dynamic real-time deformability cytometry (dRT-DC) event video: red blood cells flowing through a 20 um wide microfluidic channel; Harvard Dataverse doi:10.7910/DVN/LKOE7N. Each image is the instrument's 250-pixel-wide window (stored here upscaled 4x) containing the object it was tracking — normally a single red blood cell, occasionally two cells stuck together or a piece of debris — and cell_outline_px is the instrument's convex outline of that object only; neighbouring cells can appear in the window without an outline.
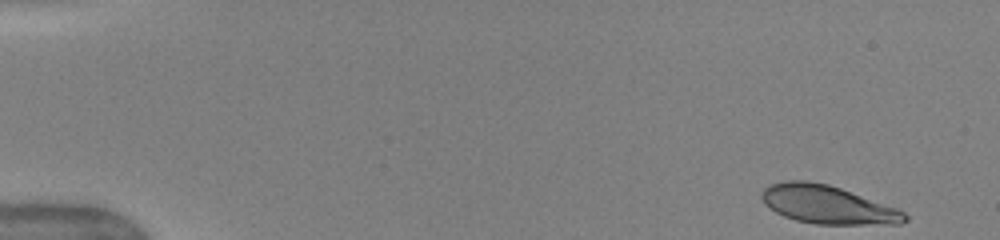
{"species": "human", "species_latin": "Homo sapiens", "temperature_condition": "warm", "stored_images_in_passage": 46, "camera_frame_rate_fps": 3000, "um_per_image_px": 0.085, "donor": {"sex": "female"}, "frame": {"image": 1, "passage_image": 1, "time_ms": 0.0, "image_size_px": [1000, 240], "cell_outline_px": [[908, 220], [900, 224], [816, 224], [796, 220], [784, 216], [768, 208], [764, 204], [760, 196], [764, 188], [768, 184], [788, 180], [804, 180], [828, 184], [840, 188], [896, 208], [904, 212], [908, 216]], "centroid_in_image_um": [70.3, 17.39], "position_along_channel_um": 14.7, "area_um2": 31.85}}
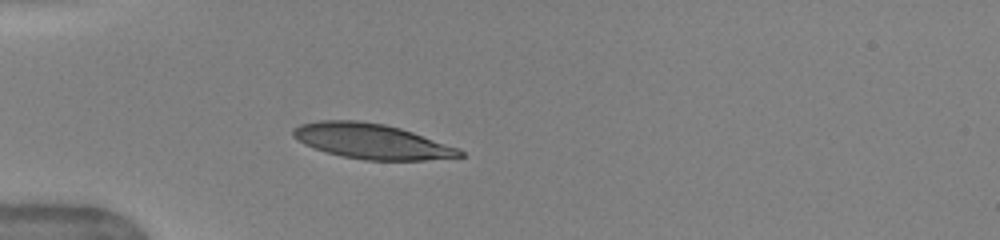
{"frame": {"image": 2, "passage_image": 13, "time_ms": 4.0, "image_size_px": [1000, 240], "cell_outline_px": [[464, 156], [424, 160], [364, 160], [344, 156], [328, 152], [304, 144], [296, 140], [292, 136], [292, 128], [300, 124], [320, 120], [356, 120], [384, 124], [400, 128], [460, 148], [464, 152]], "centroid_in_image_um": [31.58, 12.0], "position_along_channel_um": 53.4, "area_um2": 33.99}}
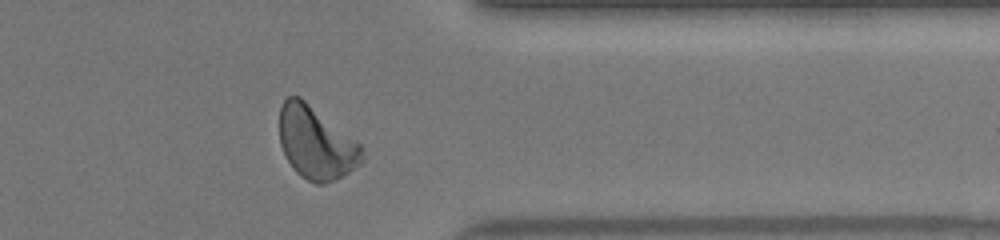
{"frame": {"image": 3, "passage_image": 39, "time_ms": 12.667, "image_size_px": [1000, 240], "cell_outline_px": [[364, 164], [344, 176], [324, 184], [316, 184], [300, 176], [292, 168], [280, 144], [280, 108], [284, 100], [288, 96], [300, 96], [360, 144], [364, 148]], "centroid_in_image_um": [26.9, 12.18], "position_along_channel_um": 384.5, "area_um2": 35.08}, "authors_computed_cell_mechanics": {"area_um2": 34.0153, "velocity_mm_per_s": 4.051, "shape_relaxation_time_tau1_ms": 3.1187, "shape_relaxation_time_tau2_ms": 0.9033, "deformation_change_tau1": 0.1701, "deformation_change_tau2": 0.0529}}